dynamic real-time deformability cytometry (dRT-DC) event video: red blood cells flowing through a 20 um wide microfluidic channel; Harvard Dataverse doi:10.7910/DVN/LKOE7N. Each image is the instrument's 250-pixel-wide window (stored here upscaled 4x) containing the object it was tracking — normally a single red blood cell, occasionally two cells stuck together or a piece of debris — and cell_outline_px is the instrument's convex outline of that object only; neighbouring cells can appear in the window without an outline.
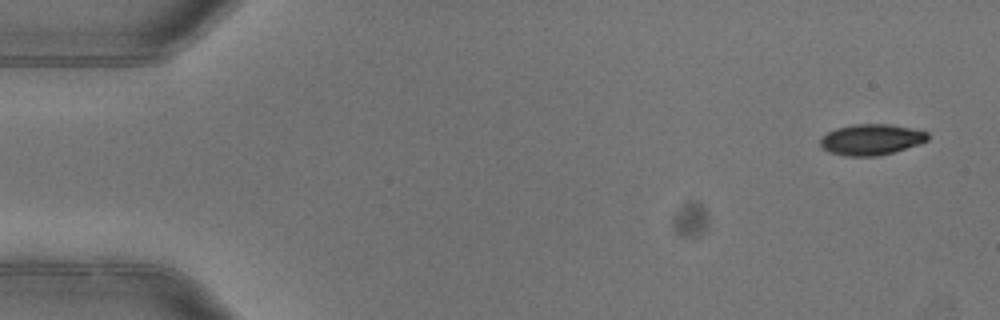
{"species": "common noctule bat (a hibernating species)", "species_latin": "Nyctalus noctula", "temperature_condition": "warm", "stored_images_in_passage": 6, "camera_frame_rate_fps": 3000, "um_per_image_px": 0.085, "animal": {"sex": "female"}, "frame": {"image": 1, "passage_image": 1, "time_ms": 0.0, "image_size_px": [1000, 320], "cell_outline_px": [[928, 140], [920, 144], [892, 152], [876, 156], [848, 156], [828, 152], [820, 144], [820, 140], [828, 132], [836, 128], [852, 124], [888, 124], [912, 128], [928, 132]], "centroid_in_image_um": [74.07, 11.85], "position_along_channel_um": 10.9, "area_um2": 19.25}}
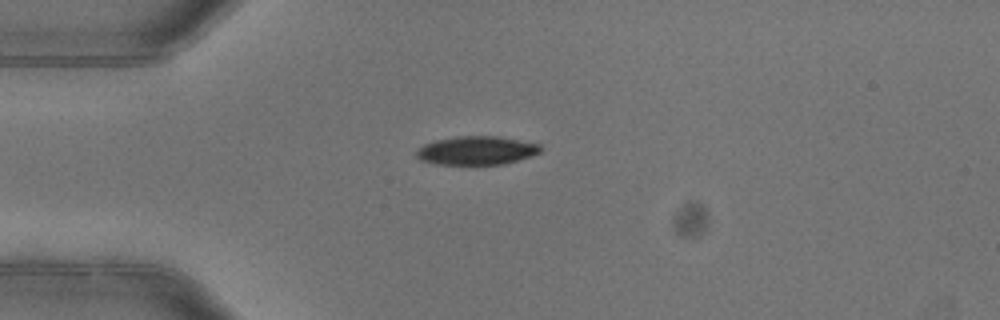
{"frame": {"image": 2, "passage_image": 4, "time_ms": 1.0, "image_size_px": [1000, 320], "cell_outline_px": [[544, 148], [540, 152], [532, 156], [504, 164], [436, 164], [420, 160], [416, 156], [416, 152], [424, 144], [436, 140], [456, 136], [496, 136], [540, 144]], "centroid_in_image_um": [40.53, 12.79], "position_along_channel_um": 44.5, "area_um2": 20.63}}
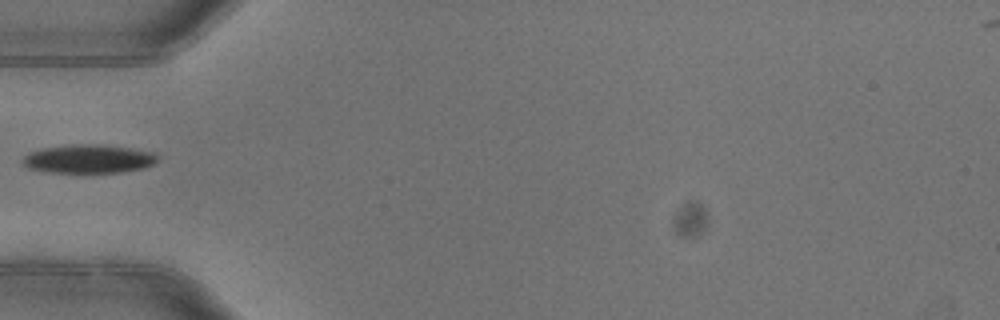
{"frame": {"image": 3, "passage_image": 5, "time_ms": 1.333, "image_size_px": [1000, 320], "cell_outline_px": [[160, 156], [152, 164], [144, 168], [120, 172], [52, 172], [28, 168], [24, 164], [24, 156], [40, 148], [72, 144], [104, 144], [132, 148], [152, 152]], "centroid_in_image_um": [7.57, 13.49], "position_along_channel_um": 77.4, "area_um2": 22.37}}